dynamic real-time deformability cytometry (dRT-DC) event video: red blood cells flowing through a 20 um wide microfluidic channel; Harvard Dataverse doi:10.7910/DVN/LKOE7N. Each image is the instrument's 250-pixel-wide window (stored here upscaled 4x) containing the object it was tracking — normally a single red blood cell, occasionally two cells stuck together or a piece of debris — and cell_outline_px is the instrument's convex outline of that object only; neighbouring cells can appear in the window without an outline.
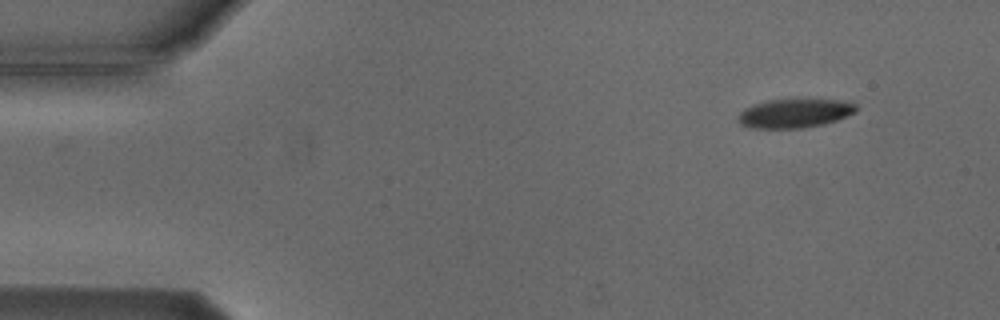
{"species": "Egyptian fruit bat (a non-hibernating species)", "species_latin": "Rousettus aegyptiacus", "temperature_condition": "cold", "stored_images_in_passage": 3, "camera_frame_rate_fps": 3000, "um_per_image_px": 0.085, "animal": {"sex": "male"}, "frame": {"image": 1, "passage_image": 3, "time_ms": 2.333, "image_size_px": [1000, 320], "cell_outline_px": [[856, 112], [836, 120], [824, 124], [804, 128], [752, 128], [740, 124], [736, 120], [736, 116], [744, 108], [768, 100], [852, 100], [856, 104]], "centroid_in_image_um": [67.54, 9.63], "position_along_channel_um": 17.5, "area_um2": 19.94}}